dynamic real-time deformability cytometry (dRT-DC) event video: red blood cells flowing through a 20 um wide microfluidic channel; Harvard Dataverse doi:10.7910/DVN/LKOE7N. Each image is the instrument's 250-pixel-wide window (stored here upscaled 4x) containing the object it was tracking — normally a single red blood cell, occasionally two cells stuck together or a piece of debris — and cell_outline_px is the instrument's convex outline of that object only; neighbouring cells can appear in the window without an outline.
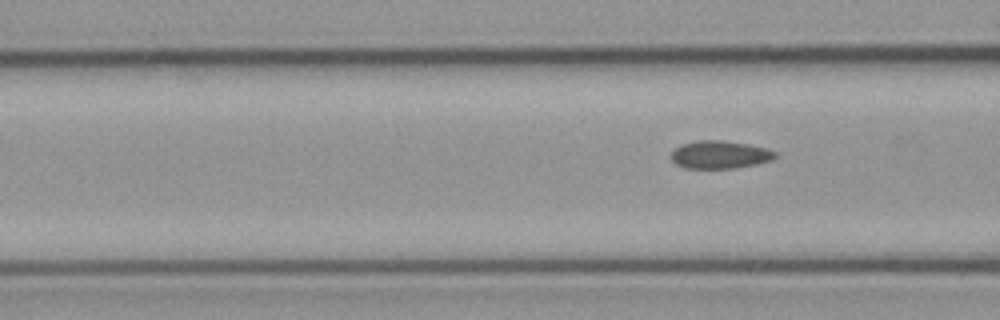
{"species": "common noctule bat (a hibernating species)", "species_latin": "Nyctalus noctula", "temperature_condition": "cold", "stored_images_in_passage": 4, "camera_frame_rate_fps": 3000, "um_per_image_px": 0.085, "animal": {"sex": "male", "body_mass_g": 23.1, "forearm_length_mm": 52.7}, "frame": {"image": 1, "passage_image": 4, "time_ms": 4.0, "image_size_px": [1000, 320], "cell_outline_px": [[776, 156], [772, 160], [756, 164], [732, 168], [684, 168], [676, 164], [672, 160], [672, 152], [680, 144], [700, 140], [720, 140], [748, 144], [764, 148], [776, 152]], "centroid_in_image_um": [61.17, 13.14], "position_along_channel_um": 105.4, "area_um2": 16.7}}